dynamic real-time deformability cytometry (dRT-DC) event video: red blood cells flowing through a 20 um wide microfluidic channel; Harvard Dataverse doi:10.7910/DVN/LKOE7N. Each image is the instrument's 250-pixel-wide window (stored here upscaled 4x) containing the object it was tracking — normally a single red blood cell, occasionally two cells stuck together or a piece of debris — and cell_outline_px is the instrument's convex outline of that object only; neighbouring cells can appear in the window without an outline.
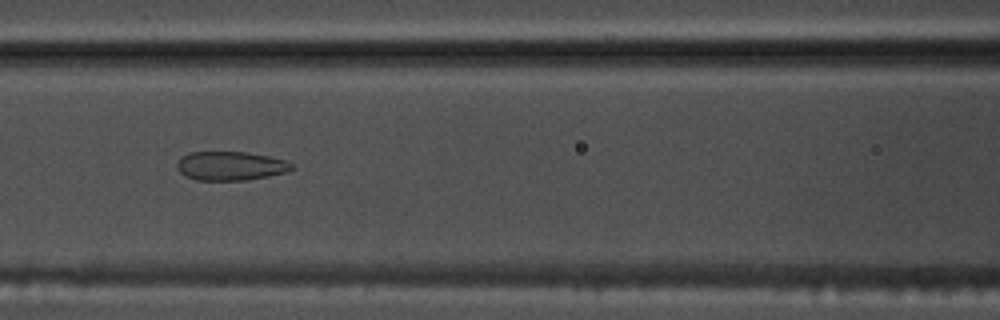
{"species": "common noctule bat (a hibernating species)", "species_latin": "Nyctalus noctula", "temperature_condition": "warm", "stored_images_in_passage": 42, "camera_frame_rate_fps": 3000, "um_per_image_px": 0.085, "animal": {"sex": "male", "body_mass_g": 17.5, "forearm_length_mm": 52.3}, "frame": {"image": 1, "passage_image": 12, "time_ms": 3.667, "image_size_px": [1000, 320], "cell_outline_px": [[292, 168], [288, 172], [268, 176], [244, 180], [196, 180], [184, 176], [176, 168], [176, 164], [188, 152], [248, 152], [268, 156], [284, 160], [292, 164]], "centroid_in_image_um": [19.57, 14.1], "position_along_channel_um": 147.0, "area_um2": 19.25}}
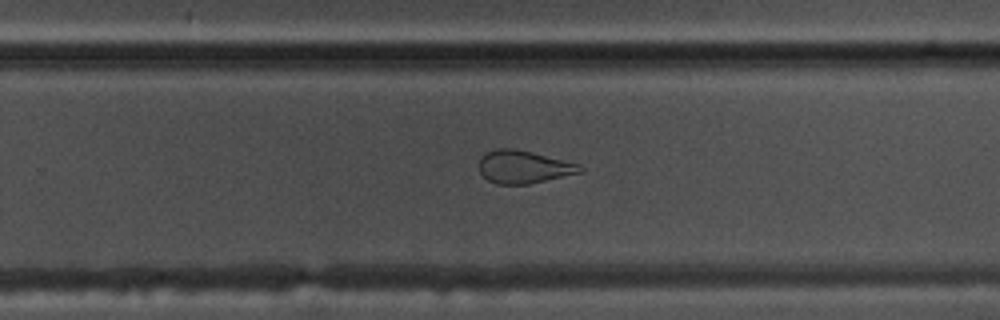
{"frame": {"image": 2, "passage_image": 23, "time_ms": 7.333, "image_size_px": [1000, 320], "cell_outline_px": [[584, 172], [528, 184], [496, 184], [488, 180], [480, 172], [480, 156], [484, 152], [496, 148], [512, 148], [532, 152], [580, 164], [584, 168]], "centroid_in_image_um": [44.51, 14.18], "position_along_channel_um": 285.3, "area_um2": 19.42}}
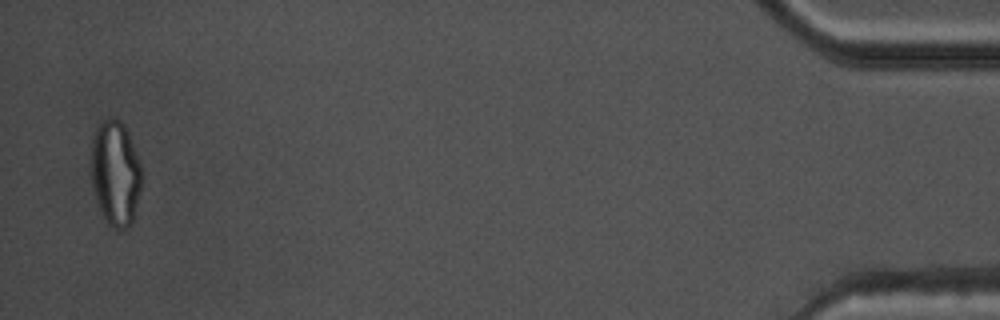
{"frame": {"image": 3, "passage_image": 41, "time_ms": 13.333, "image_size_px": [1000, 320], "cell_outline_px": [[140, 192], [132, 224], [128, 228], [116, 228], [108, 224], [96, 200], [92, 184], [92, 136], [96, 124], [100, 120], [108, 116], [120, 120], [128, 132], [140, 164]], "centroid_in_image_um": [9.79, 14.67], "position_along_channel_um": 425.4, "area_um2": 30.87}, "authors_computed_cell_mechanics": {"area_um2": 22.542, "velocity_mm_per_s": 3.7878, "shape_relaxation_time_tau1_ms": null, "shape_relaxation_time_tau2_ms": 1.502, "deformation_change_tau1": null, "deformation_change_tau2": 0.0829}}